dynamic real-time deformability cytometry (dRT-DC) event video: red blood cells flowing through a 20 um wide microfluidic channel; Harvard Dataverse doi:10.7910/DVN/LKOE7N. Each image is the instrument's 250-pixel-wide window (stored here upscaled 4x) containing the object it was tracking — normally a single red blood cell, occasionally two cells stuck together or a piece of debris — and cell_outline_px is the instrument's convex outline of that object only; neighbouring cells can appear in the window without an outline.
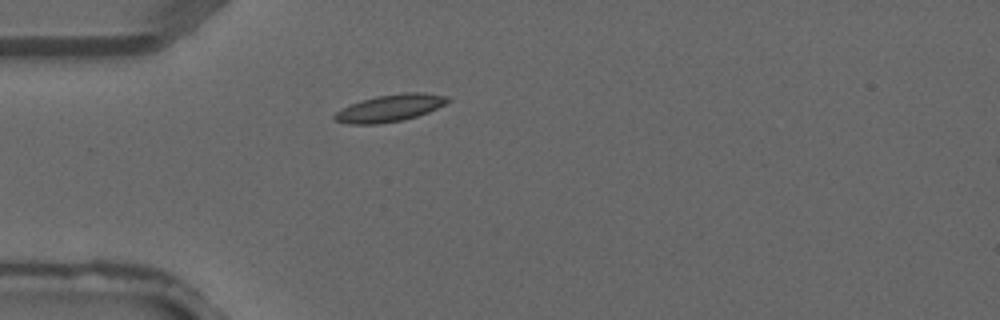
{"species": "common noctule bat (a hibernating species)", "species_latin": "Nyctalus noctula", "temperature_condition": "warm", "stored_images_in_passage": 4, "camera_frame_rate_fps": 3000, "um_per_image_px": 0.085, "animal": {"sex": "male", "forearm_length_mm": 52.5}, "frame": {"image": 1, "passage_image": 4, "time_ms": 1.0, "image_size_px": [1000, 320], "cell_outline_px": [[452, 100], [428, 112], [404, 120], [376, 124], [348, 124], [336, 120], [332, 116], [336, 112], [360, 100], [376, 96], [404, 92], [424, 92], [448, 96]], "centroid_in_image_um": [33.17, 9.17], "position_along_channel_um": 51.8, "area_um2": 17.8}}